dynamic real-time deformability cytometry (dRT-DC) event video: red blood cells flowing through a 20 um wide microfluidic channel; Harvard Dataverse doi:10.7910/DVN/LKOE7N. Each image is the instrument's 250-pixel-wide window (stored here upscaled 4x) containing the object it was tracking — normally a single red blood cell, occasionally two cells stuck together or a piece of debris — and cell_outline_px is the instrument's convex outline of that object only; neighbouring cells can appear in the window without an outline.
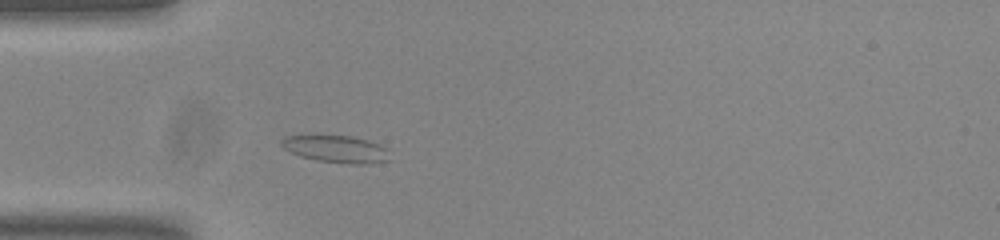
{"species": "common noctule bat (a hibernating species)", "species_latin": "Nyctalus noctula", "temperature_condition": "room temperature", "stored_images_in_passage": 39, "camera_frame_rate_fps": 3000, "um_per_image_px": 0.085, "animal": {"sex": "male", "body_mass_g": 20.0, "forearm_length_mm": 53.3}, "frame": {"image": 1, "passage_image": 1, "time_ms": 0.0, "image_size_px": [1000, 240], "cell_outline_px": [[388, 160], [368, 164], [348, 164], [316, 160], [300, 156], [284, 148], [280, 144], [280, 140], [284, 136], [308, 132], [316, 132], [352, 136], [368, 140], [380, 144], [388, 148]], "centroid_in_image_um": [28.49, 12.6], "position_along_channel_um": 56.5, "area_um2": 18.21}}
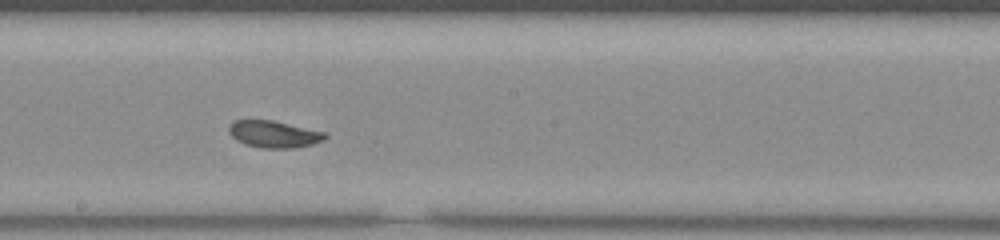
{"frame": {"image": 2, "passage_image": 15, "time_ms": 4.667, "image_size_px": [1000, 240], "cell_outline_px": [[328, 136], [324, 140], [312, 144], [296, 148], [260, 148], [244, 144], [236, 140], [228, 132], [228, 124], [232, 120], [272, 120], [328, 132]], "centroid_in_image_um": [23.28, 11.4], "position_along_channel_um": 224.9, "area_um2": 15.43}}
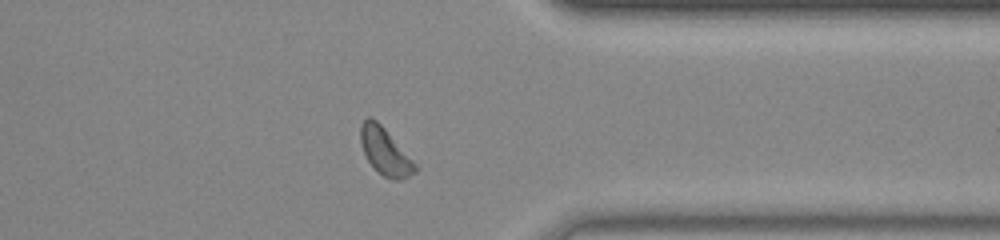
{"frame": {"image": 3, "passage_image": 28, "time_ms": 9.0, "image_size_px": [1000, 240], "cell_outline_px": [[420, 168], [416, 172], [400, 180], [392, 180], [384, 176], [368, 160], [364, 152], [360, 140], [360, 124], [368, 116], [376, 120], [384, 128]], "centroid_in_image_um": [32.75, 12.87], "position_along_channel_um": 378.7, "area_um2": 14.68}, "authors_computed_cell_mechanics": {"area_um2": 15.3748, "velocity_mm_per_s": 3.7229, "shape_relaxation_time_tau1_ms": 6.4982, "shape_relaxation_time_tau2_ms": 1.3605, "deformation_change_tau1": 0.1475, "deformation_change_tau2": 0.0457}}